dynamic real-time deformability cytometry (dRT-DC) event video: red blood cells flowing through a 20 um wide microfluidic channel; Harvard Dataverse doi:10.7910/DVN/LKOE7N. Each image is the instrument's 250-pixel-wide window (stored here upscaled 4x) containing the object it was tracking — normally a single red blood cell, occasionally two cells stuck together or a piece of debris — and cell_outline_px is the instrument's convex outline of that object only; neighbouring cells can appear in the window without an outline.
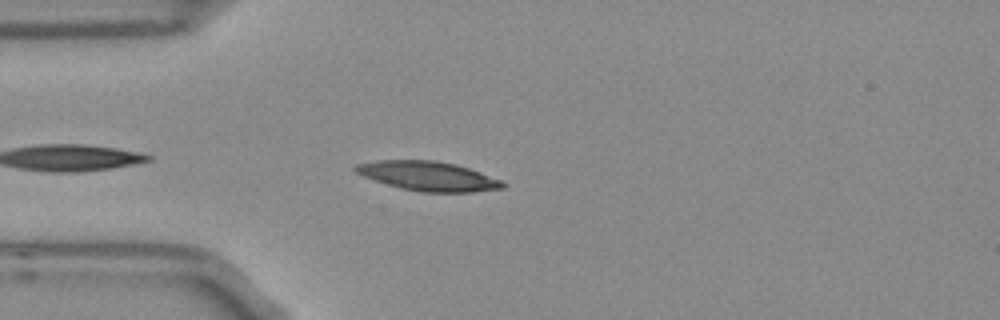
{"species": "Egyptian fruit bat (a non-hibernating species)", "species_latin": "Rousettus aegyptiacus", "temperature_condition": "room temperature", "stored_images_in_passage": 17, "camera_frame_rate_fps": 3000, "um_per_image_px": 0.085, "frame": {"image": 1, "passage_image": 3, "time_ms": 0.667, "image_size_px": [1000, 320], "cell_outline_px": [[508, 184], [504, 188], [472, 192], [420, 192], [400, 188], [364, 176], [356, 172], [352, 168], [356, 164], [376, 160], [436, 160], [456, 164], [480, 172], [500, 180]], "centroid_in_image_um": [36.4, 14.96], "position_along_channel_um": 48.6, "area_um2": 25.14}}
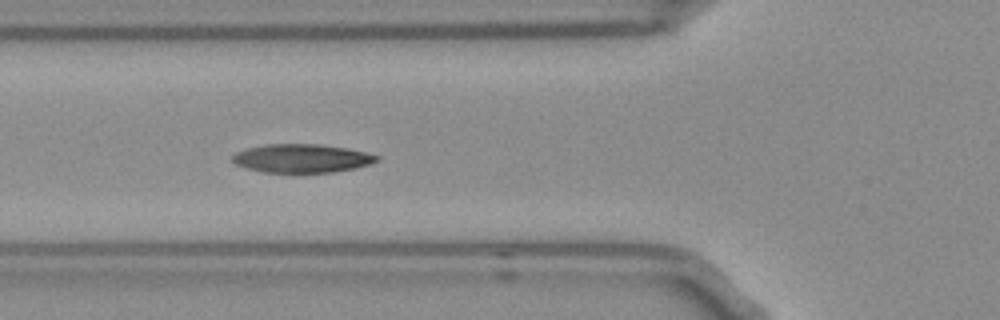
{"frame": {"image": 2, "passage_image": 8, "time_ms": 2.333, "image_size_px": [1000, 320], "cell_outline_px": [[380, 160], [356, 168], [332, 172], [264, 172], [248, 168], [236, 164], [232, 160], [232, 156], [236, 152], [248, 148], [268, 144], [320, 144], [344, 148], [364, 152], [380, 156]], "centroid_in_image_um": [25.66, 13.46], "position_along_channel_um": 100.1, "area_um2": 23.7}}